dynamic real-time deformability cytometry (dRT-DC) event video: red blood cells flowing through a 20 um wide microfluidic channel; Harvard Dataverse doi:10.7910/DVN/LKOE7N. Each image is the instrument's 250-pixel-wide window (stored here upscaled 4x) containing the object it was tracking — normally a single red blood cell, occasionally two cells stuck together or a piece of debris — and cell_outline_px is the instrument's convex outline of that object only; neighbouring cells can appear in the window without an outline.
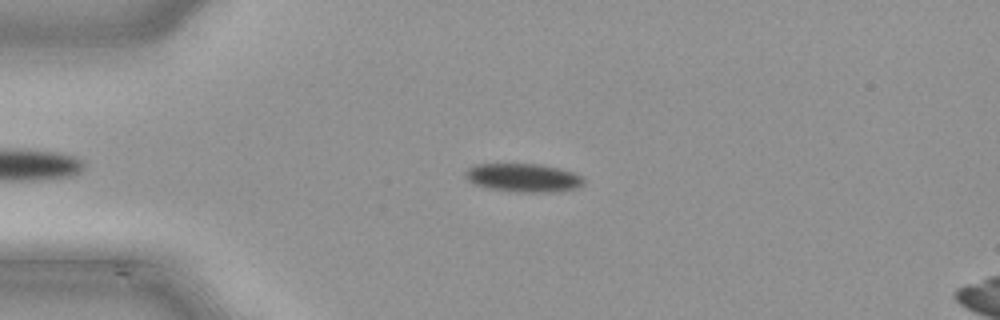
{"species": "common noctule bat (a hibernating species)", "species_latin": "Nyctalus noctula", "temperature_condition": "cold", "stored_images_in_passage": 47, "camera_frame_rate_fps": 3000, "um_per_image_px": 0.085, "animal": {"sex": "male", "body_mass_g": 21.5, "forearm_length_mm": 52.0}, "frame": {"image": 1, "passage_image": 10, "time_ms": 3.0, "image_size_px": [1000, 320], "cell_outline_px": [[584, 184], [576, 188], [556, 192], [516, 192], [488, 188], [472, 184], [464, 176], [464, 172], [468, 168], [476, 164], [540, 164], [560, 168], [572, 172], [580, 176], [584, 180]], "centroid_in_image_um": [44.46, 15.11], "position_along_channel_um": 40.5, "area_um2": 19.77}}
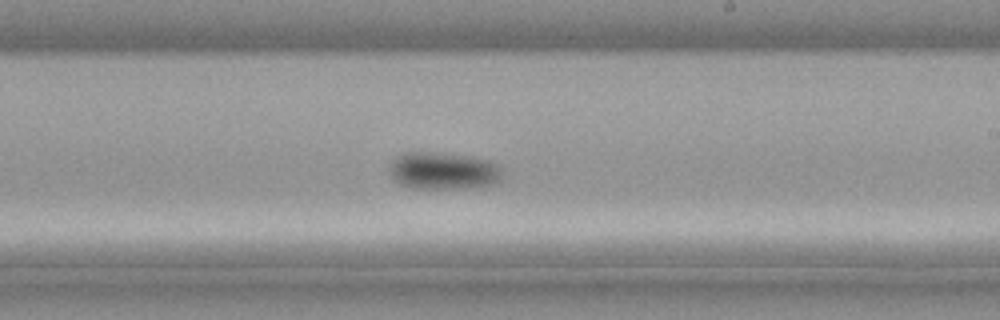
{"frame": {"image": 2, "passage_image": 27, "time_ms": 8.667, "image_size_px": [1000, 320], "cell_outline_px": [[500, 180], [496, 184], [456, 188], [412, 188], [400, 184], [388, 172], [388, 164], [396, 156], [404, 152], [436, 152], [472, 156], [488, 160], [500, 164]], "centroid_in_image_um": [37.64, 14.49], "position_along_channel_um": 251.4, "area_um2": 24.68}}
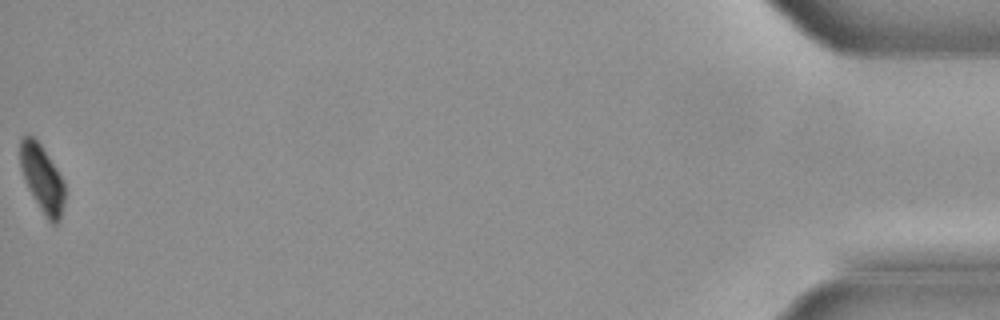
{"frame": {"image": 3, "passage_image": 47, "time_ms": 15.333, "image_size_px": [1000, 320], "cell_outline_px": [[64, 204], [60, 220], [56, 224], [52, 224], [48, 220], [28, 188], [20, 164], [20, 140], [28, 132], [40, 144], [56, 168], [64, 184]], "centroid_in_image_um": [3.58, 15.17], "position_along_channel_um": 431.6, "area_um2": 17.05}}